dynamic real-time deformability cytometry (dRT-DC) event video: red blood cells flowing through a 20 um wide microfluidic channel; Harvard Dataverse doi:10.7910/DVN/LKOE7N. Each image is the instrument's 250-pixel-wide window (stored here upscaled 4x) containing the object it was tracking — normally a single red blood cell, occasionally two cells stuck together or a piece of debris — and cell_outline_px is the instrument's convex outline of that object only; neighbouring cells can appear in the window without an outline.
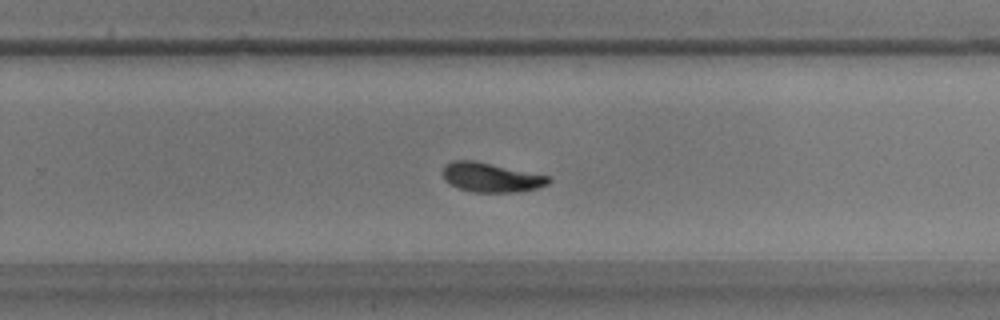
{"species": "common noctule bat (a hibernating species)", "species_latin": "Nyctalus noctula", "temperature_condition": "warm", "stored_images_in_passage": 53, "camera_frame_rate_fps": 3000, "um_per_image_px": 0.085, "animal": {"sex": "male", "body_mass_g": 17.9}, "frame": {"image": 1, "passage_image": 35, "time_ms": 11.333, "image_size_px": [1000, 320], "cell_outline_px": [[552, 180], [548, 184], [536, 188], [516, 192], [472, 192], [460, 188], [444, 180], [444, 168], [452, 160], [476, 160], [548, 176]], "centroid_in_image_um": [41.75, 15.07], "position_along_channel_um": 288.0, "area_um2": 17.86}}
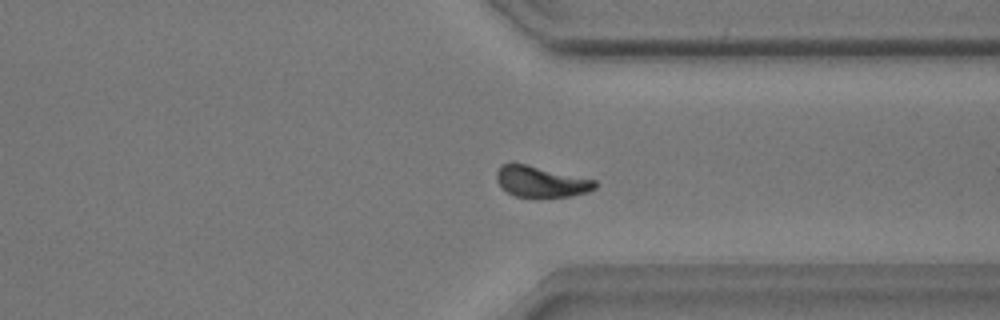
{"frame": {"image": 2, "passage_image": 41, "time_ms": 13.333, "image_size_px": [1000, 320], "cell_outline_px": [[600, 184], [596, 188], [588, 192], [572, 196], [516, 196], [508, 192], [496, 180], [496, 172], [500, 164], [524, 164], [596, 180]], "centroid_in_image_um": [46.03, 15.44], "position_along_channel_um": 365.4, "area_um2": 17.4}}
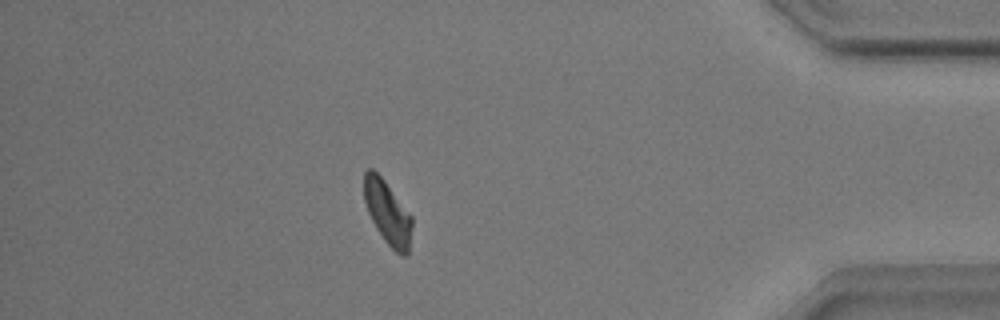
{"frame": {"image": 3, "passage_image": 47, "time_ms": 15.333, "image_size_px": [1000, 320], "cell_outline_px": [[412, 224], [408, 256], [404, 256], [396, 252], [384, 240], [376, 228], [368, 212], [364, 200], [364, 172], [368, 168], [372, 168], [384, 180], [412, 216]], "centroid_in_image_um": [32.94, 18.08], "position_along_channel_um": 402.3, "area_um2": 17.63}, "authors_computed_cell_mechanics": {"area_um2": 17.8602, "velocity_mm_per_s": 3.8616, "shape_relaxation_time_tau1_ms": 4.4037, "shape_relaxation_time_tau2_ms": 5.4368, "deformation_change_tau1": 0.1475, "deformation_change_tau2": 0.1207}}